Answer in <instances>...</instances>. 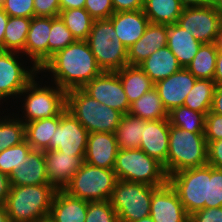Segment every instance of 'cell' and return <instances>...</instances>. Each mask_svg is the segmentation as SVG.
<instances>
[{
	"label": "cell",
	"instance_id": "cell-1",
	"mask_svg": "<svg viewBox=\"0 0 222 222\" xmlns=\"http://www.w3.org/2000/svg\"><path fill=\"white\" fill-rule=\"evenodd\" d=\"M51 74V82L65 91L82 88L103 71L97 65L86 40H76L57 51L39 70Z\"/></svg>",
	"mask_w": 222,
	"mask_h": 222
},
{
	"label": "cell",
	"instance_id": "cell-2",
	"mask_svg": "<svg viewBox=\"0 0 222 222\" xmlns=\"http://www.w3.org/2000/svg\"><path fill=\"white\" fill-rule=\"evenodd\" d=\"M57 189L52 184L11 186L5 207L11 222H36L49 217Z\"/></svg>",
	"mask_w": 222,
	"mask_h": 222
},
{
	"label": "cell",
	"instance_id": "cell-3",
	"mask_svg": "<svg viewBox=\"0 0 222 222\" xmlns=\"http://www.w3.org/2000/svg\"><path fill=\"white\" fill-rule=\"evenodd\" d=\"M66 110L89 132L115 133L123 113L101 104L81 88L71 89L66 95Z\"/></svg>",
	"mask_w": 222,
	"mask_h": 222
},
{
	"label": "cell",
	"instance_id": "cell-4",
	"mask_svg": "<svg viewBox=\"0 0 222 222\" xmlns=\"http://www.w3.org/2000/svg\"><path fill=\"white\" fill-rule=\"evenodd\" d=\"M207 148L204 133H191L170 125L167 176L207 165Z\"/></svg>",
	"mask_w": 222,
	"mask_h": 222
},
{
	"label": "cell",
	"instance_id": "cell-5",
	"mask_svg": "<svg viewBox=\"0 0 222 222\" xmlns=\"http://www.w3.org/2000/svg\"><path fill=\"white\" fill-rule=\"evenodd\" d=\"M39 82L34 78L19 94V102L23 103V117L21 115L19 119L24 124L58 116L66 109L67 91L54 83H50L51 86L44 83V86ZM22 96L24 100L21 101Z\"/></svg>",
	"mask_w": 222,
	"mask_h": 222
},
{
	"label": "cell",
	"instance_id": "cell-6",
	"mask_svg": "<svg viewBox=\"0 0 222 222\" xmlns=\"http://www.w3.org/2000/svg\"><path fill=\"white\" fill-rule=\"evenodd\" d=\"M86 42L102 71L115 72L128 65V49L121 43L110 19L94 20Z\"/></svg>",
	"mask_w": 222,
	"mask_h": 222
},
{
	"label": "cell",
	"instance_id": "cell-7",
	"mask_svg": "<svg viewBox=\"0 0 222 222\" xmlns=\"http://www.w3.org/2000/svg\"><path fill=\"white\" fill-rule=\"evenodd\" d=\"M114 172L118 180L161 187L168 182L163 165L141 149H119Z\"/></svg>",
	"mask_w": 222,
	"mask_h": 222
},
{
	"label": "cell",
	"instance_id": "cell-8",
	"mask_svg": "<svg viewBox=\"0 0 222 222\" xmlns=\"http://www.w3.org/2000/svg\"><path fill=\"white\" fill-rule=\"evenodd\" d=\"M117 180L113 169L100 168L83 162L79 171L63 190L88 202L109 201Z\"/></svg>",
	"mask_w": 222,
	"mask_h": 222
},
{
	"label": "cell",
	"instance_id": "cell-9",
	"mask_svg": "<svg viewBox=\"0 0 222 222\" xmlns=\"http://www.w3.org/2000/svg\"><path fill=\"white\" fill-rule=\"evenodd\" d=\"M156 188L145 183L117 180L109 201L119 222H134L149 216L152 193Z\"/></svg>",
	"mask_w": 222,
	"mask_h": 222
},
{
	"label": "cell",
	"instance_id": "cell-10",
	"mask_svg": "<svg viewBox=\"0 0 222 222\" xmlns=\"http://www.w3.org/2000/svg\"><path fill=\"white\" fill-rule=\"evenodd\" d=\"M208 178H211V166L186 169L168 176V182L177 192L186 213L205 208L207 201Z\"/></svg>",
	"mask_w": 222,
	"mask_h": 222
},
{
	"label": "cell",
	"instance_id": "cell-11",
	"mask_svg": "<svg viewBox=\"0 0 222 222\" xmlns=\"http://www.w3.org/2000/svg\"><path fill=\"white\" fill-rule=\"evenodd\" d=\"M23 56L21 53L0 50V105L7 98L17 100L22 90L34 78H39V70L34 65H23L27 63V60H22Z\"/></svg>",
	"mask_w": 222,
	"mask_h": 222
},
{
	"label": "cell",
	"instance_id": "cell-12",
	"mask_svg": "<svg viewBox=\"0 0 222 222\" xmlns=\"http://www.w3.org/2000/svg\"><path fill=\"white\" fill-rule=\"evenodd\" d=\"M222 18L214 6L185 7L177 24L186 31H191L193 37L202 44L215 43L220 30Z\"/></svg>",
	"mask_w": 222,
	"mask_h": 222
},
{
	"label": "cell",
	"instance_id": "cell-13",
	"mask_svg": "<svg viewBox=\"0 0 222 222\" xmlns=\"http://www.w3.org/2000/svg\"><path fill=\"white\" fill-rule=\"evenodd\" d=\"M81 89L101 104L107 105L123 114L129 113L131 104L116 72L103 71Z\"/></svg>",
	"mask_w": 222,
	"mask_h": 222
},
{
	"label": "cell",
	"instance_id": "cell-14",
	"mask_svg": "<svg viewBox=\"0 0 222 222\" xmlns=\"http://www.w3.org/2000/svg\"><path fill=\"white\" fill-rule=\"evenodd\" d=\"M89 132L66 109L60 114V123L46 150H58L75 156H85Z\"/></svg>",
	"mask_w": 222,
	"mask_h": 222
},
{
	"label": "cell",
	"instance_id": "cell-15",
	"mask_svg": "<svg viewBox=\"0 0 222 222\" xmlns=\"http://www.w3.org/2000/svg\"><path fill=\"white\" fill-rule=\"evenodd\" d=\"M150 216L154 222H189L190 219L169 182L153 191Z\"/></svg>",
	"mask_w": 222,
	"mask_h": 222
},
{
	"label": "cell",
	"instance_id": "cell-16",
	"mask_svg": "<svg viewBox=\"0 0 222 222\" xmlns=\"http://www.w3.org/2000/svg\"><path fill=\"white\" fill-rule=\"evenodd\" d=\"M169 119L143 120V133L139 149L160 162L167 174L169 149Z\"/></svg>",
	"mask_w": 222,
	"mask_h": 222
},
{
	"label": "cell",
	"instance_id": "cell-17",
	"mask_svg": "<svg viewBox=\"0 0 222 222\" xmlns=\"http://www.w3.org/2000/svg\"><path fill=\"white\" fill-rule=\"evenodd\" d=\"M196 80L197 78L187 68H181L154 84L167 112L175 107L183 106L185 98Z\"/></svg>",
	"mask_w": 222,
	"mask_h": 222
},
{
	"label": "cell",
	"instance_id": "cell-18",
	"mask_svg": "<svg viewBox=\"0 0 222 222\" xmlns=\"http://www.w3.org/2000/svg\"><path fill=\"white\" fill-rule=\"evenodd\" d=\"M49 184L57 190L64 189L81 168L85 156H75L58 150L43 151Z\"/></svg>",
	"mask_w": 222,
	"mask_h": 222
},
{
	"label": "cell",
	"instance_id": "cell-19",
	"mask_svg": "<svg viewBox=\"0 0 222 222\" xmlns=\"http://www.w3.org/2000/svg\"><path fill=\"white\" fill-rule=\"evenodd\" d=\"M51 30V17L31 18L24 52L22 53L30 64L38 70L48 61V39Z\"/></svg>",
	"mask_w": 222,
	"mask_h": 222
},
{
	"label": "cell",
	"instance_id": "cell-20",
	"mask_svg": "<svg viewBox=\"0 0 222 222\" xmlns=\"http://www.w3.org/2000/svg\"><path fill=\"white\" fill-rule=\"evenodd\" d=\"M118 150L114 133H89L84 162L100 168L114 169Z\"/></svg>",
	"mask_w": 222,
	"mask_h": 222
},
{
	"label": "cell",
	"instance_id": "cell-21",
	"mask_svg": "<svg viewBox=\"0 0 222 222\" xmlns=\"http://www.w3.org/2000/svg\"><path fill=\"white\" fill-rule=\"evenodd\" d=\"M168 25L149 23L142 37L128 48V65L139 66L155 51L167 46Z\"/></svg>",
	"mask_w": 222,
	"mask_h": 222
},
{
	"label": "cell",
	"instance_id": "cell-22",
	"mask_svg": "<svg viewBox=\"0 0 222 222\" xmlns=\"http://www.w3.org/2000/svg\"><path fill=\"white\" fill-rule=\"evenodd\" d=\"M109 19L118 38L127 49L142 37L150 23L143 9L114 12Z\"/></svg>",
	"mask_w": 222,
	"mask_h": 222
},
{
	"label": "cell",
	"instance_id": "cell-23",
	"mask_svg": "<svg viewBox=\"0 0 222 222\" xmlns=\"http://www.w3.org/2000/svg\"><path fill=\"white\" fill-rule=\"evenodd\" d=\"M88 203L58 189L52 201L49 218L53 222H85Z\"/></svg>",
	"mask_w": 222,
	"mask_h": 222
},
{
	"label": "cell",
	"instance_id": "cell-24",
	"mask_svg": "<svg viewBox=\"0 0 222 222\" xmlns=\"http://www.w3.org/2000/svg\"><path fill=\"white\" fill-rule=\"evenodd\" d=\"M11 186H29L49 184L46 161L42 150H32L20 169L10 175Z\"/></svg>",
	"mask_w": 222,
	"mask_h": 222
},
{
	"label": "cell",
	"instance_id": "cell-25",
	"mask_svg": "<svg viewBox=\"0 0 222 222\" xmlns=\"http://www.w3.org/2000/svg\"><path fill=\"white\" fill-rule=\"evenodd\" d=\"M201 45L190 30H184L177 23L168 25L167 46L182 68L191 63Z\"/></svg>",
	"mask_w": 222,
	"mask_h": 222
},
{
	"label": "cell",
	"instance_id": "cell-26",
	"mask_svg": "<svg viewBox=\"0 0 222 222\" xmlns=\"http://www.w3.org/2000/svg\"><path fill=\"white\" fill-rule=\"evenodd\" d=\"M139 66L154 84L171 76L182 68L168 46L155 51Z\"/></svg>",
	"mask_w": 222,
	"mask_h": 222
},
{
	"label": "cell",
	"instance_id": "cell-27",
	"mask_svg": "<svg viewBox=\"0 0 222 222\" xmlns=\"http://www.w3.org/2000/svg\"><path fill=\"white\" fill-rule=\"evenodd\" d=\"M115 72L121 80L130 104L154 88V83L140 66L127 65Z\"/></svg>",
	"mask_w": 222,
	"mask_h": 222
},
{
	"label": "cell",
	"instance_id": "cell-28",
	"mask_svg": "<svg viewBox=\"0 0 222 222\" xmlns=\"http://www.w3.org/2000/svg\"><path fill=\"white\" fill-rule=\"evenodd\" d=\"M60 123V115L25 123V137L33 150L45 151Z\"/></svg>",
	"mask_w": 222,
	"mask_h": 222
},
{
	"label": "cell",
	"instance_id": "cell-29",
	"mask_svg": "<svg viewBox=\"0 0 222 222\" xmlns=\"http://www.w3.org/2000/svg\"><path fill=\"white\" fill-rule=\"evenodd\" d=\"M183 8L179 0H145L143 11L150 23L171 25L177 23Z\"/></svg>",
	"mask_w": 222,
	"mask_h": 222
},
{
	"label": "cell",
	"instance_id": "cell-30",
	"mask_svg": "<svg viewBox=\"0 0 222 222\" xmlns=\"http://www.w3.org/2000/svg\"><path fill=\"white\" fill-rule=\"evenodd\" d=\"M129 114L143 120L168 118V112L155 87L131 103Z\"/></svg>",
	"mask_w": 222,
	"mask_h": 222
},
{
	"label": "cell",
	"instance_id": "cell-31",
	"mask_svg": "<svg viewBox=\"0 0 222 222\" xmlns=\"http://www.w3.org/2000/svg\"><path fill=\"white\" fill-rule=\"evenodd\" d=\"M143 133V119L128 114L121 118L115 137L118 148L122 150L139 149Z\"/></svg>",
	"mask_w": 222,
	"mask_h": 222
},
{
	"label": "cell",
	"instance_id": "cell-32",
	"mask_svg": "<svg viewBox=\"0 0 222 222\" xmlns=\"http://www.w3.org/2000/svg\"><path fill=\"white\" fill-rule=\"evenodd\" d=\"M30 24L31 18L9 16L4 32L3 50L22 54Z\"/></svg>",
	"mask_w": 222,
	"mask_h": 222
},
{
	"label": "cell",
	"instance_id": "cell-33",
	"mask_svg": "<svg viewBox=\"0 0 222 222\" xmlns=\"http://www.w3.org/2000/svg\"><path fill=\"white\" fill-rule=\"evenodd\" d=\"M216 86L213 80L197 79L183 106L206 115L211 110Z\"/></svg>",
	"mask_w": 222,
	"mask_h": 222
},
{
	"label": "cell",
	"instance_id": "cell-34",
	"mask_svg": "<svg viewBox=\"0 0 222 222\" xmlns=\"http://www.w3.org/2000/svg\"><path fill=\"white\" fill-rule=\"evenodd\" d=\"M218 50L215 43L202 44L186 67L197 79L214 80Z\"/></svg>",
	"mask_w": 222,
	"mask_h": 222
},
{
	"label": "cell",
	"instance_id": "cell-35",
	"mask_svg": "<svg viewBox=\"0 0 222 222\" xmlns=\"http://www.w3.org/2000/svg\"><path fill=\"white\" fill-rule=\"evenodd\" d=\"M205 116L204 113L191 110L185 106L175 107L168 112L171 126L191 133H205Z\"/></svg>",
	"mask_w": 222,
	"mask_h": 222
},
{
	"label": "cell",
	"instance_id": "cell-36",
	"mask_svg": "<svg viewBox=\"0 0 222 222\" xmlns=\"http://www.w3.org/2000/svg\"><path fill=\"white\" fill-rule=\"evenodd\" d=\"M19 117L14 112L3 117L0 114V152L26 140L25 124Z\"/></svg>",
	"mask_w": 222,
	"mask_h": 222
},
{
	"label": "cell",
	"instance_id": "cell-37",
	"mask_svg": "<svg viewBox=\"0 0 222 222\" xmlns=\"http://www.w3.org/2000/svg\"><path fill=\"white\" fill-rule=\"evenodd\" d=\"M59 17L70 30L76 40H86L94 19L84 8H74L60 11Z\"/></svg>",
	"mask_w": 222,
	"mask_h": 222
},
{
	"label": "cell",
	"instance_id": "cell-38",
	"mask_svg": "<svg viewBox=\"0 0 222 222\" xmlns=\"http://www.w3.org/2000/svg\"><path fill=\"white\" fill-rule=\"evenodd\" d=\"M32 147L25 140L22 143L0 152V172L11 175L14 170L20 169L21 164L27 160Z\"/></svg>",
	"mask_w": 222,
	"mask_h": 222
},
{
	"label": "cell",
	"instance_id": "cell-39",
	"mask_svg": "<svg viewBox=\"0 0 222 222\" xmlns=\"http://www.w3.org/2000/svg\"><path fill=\"white\" fill-rule=\"evenodd\" d=\"M75 41V37L65 26L61 18L59 16L51 17V30L48 39V60L57 51L64 49Z\"/></svg>",
	"mask_w": 222,
	"mask_h": 222
},
{
	"label": "cell",
	"instance_id": "cell-40",
	"mask_svg": "<svg viewBox=\"0 0 222 222\" xmlns=\"http://www.w3.org/2000/svg\"><path fill=\"white\" fill-rule=\"evenodd\" d=\"M85 222H119V219L110 201H95L88 203Z\"/></svg>",
	"mask_w": 222,
	"mask_h": 222
},
{
	"label": "cell",
	"instance_id": "cell-41",
	"mask_svg": "<svg viewBox=\"0 0 222 222\" xmlns=\"http://www.w3.org/2000/svg\"><path fill=\"white\" fill-rule=\"evenodd\" d=\"M222 206V170L211 166V178H208L207 201L205 208Z\"/></svg>",
	"mask_w": 222,
	"mask_h": 222
},
{
	"label": "cell",
	"instance_id": "cell-42",
	"mask_svg": "<svg viewBox=\"0 0 222 222\" xmlns=\"http://www.w3.org/2000/svg\"><path fill=\"white\" fill-rule=\"evenodd\" d=\"M0 7L11 17H34V0H4Z\"/></svg>",
	"mask_w": 222,
	"mask_h": 222
},
{
	"label": "cell",
	"instance_id": "cell-43",
	"mask_svg": "<svg viewBox=\"0 0 222 222\" xmlns=\"http://www.w3.org/2000/svg\"><path fill=\"white\" fill-rule=\"evenodd\" d=\"M84 9L94 20L109 19L114 13L112 0H86Z\"/></svg>",
	"mask_w": 222,
	"mask_h": 222
},
{
	"label": "cell",
	"instance_id": "cell-44",
	"mask_svg": "<svg viewBox=\"0 0 222 222\" xmlns=\"http://www.w3.org/2000/svg\"><path fill=\"white\" fill-rule=\"evenodd\" d=\"M205 139L207 142L222 139V115L209 111L205 116Z\"/></svg>",
	"mask_w": 222,
	"mask_h": 222
},
{
	"label": "cell",
	"instance_id": "cell-45",
	"mask_svg": "<svg viewBox=\"0 0 222 222\" xmlns=\"http://www.w3.org/2000/svg\"><path fill=\"white\" fill-rule=\"evenodd\" d=\"M60 11L59 0H34V16L58 17Z\"/></svg>",
	"mask_w": 222,
	"mask_h": 222
},
{
	"label": "cell",
	"instance_id": "cell-46",
	"mask_svg": "<svg viewBox=\"0 0 222 222\" xmlns=\"http://www.w3.org/2000/svg\"><path fill=\"white\" fill-rule=\"evenodd\" d=\"M189 222H222V206L200 209L190 215Z\"/></svg>",
	"mask_w": 222,
	"mask_h": 222
},
{
	"label": "cell",
	"instance_id": "cell-47",
	"mask_svg": "<svg viewBox=\"0 0 222 222\" xmlns=\"http://www.w3.org/2000/svg\"><path fill=\"white\" fill-rule=\"evenodd\" d=\"M207 164L215 169L222 170V139L207 142Z\"/></svg>",
	"mask_w": 222,
	"mask_h": 222
},
{
	"label": "cell",
	"instance_id": "cell-48",
	"mask_svg": "<svg viewBox=\"0 0 222 222\" xmlns=\"http://www.w3.org/2000/svg\"><path fill=\"white\" fill-rule=\"evenodd\" d=\"M145 0H112L114 12L141 10Z\"/></svg>",
	"mask_w": 222,
	"mask_h": 222
},
{
	"label": "cell",
	"instance_id": "cell-49",
	"mask_svg": "<svg viewBox=\"0 0 222 222\" xmlns=\"http://www.w3.org/2000/svg\"><path fill=\"white\" fill-rule=\"evenodd\" d=\"M10 189V176L0 172V205H5Z\"/></svg>",
	"mask_w": 222,
	"mask_h": 222
},
{
	"label": "cell",
	"instance_id": "cell-50",
	"mask_svg": "<svg viewBox=\"0 0 222 222\" xmlns=\"http://www.w3.org/2000/svg\"><path fill=\"white\" fill-rule=\"evenodd\" d=\"M210 111L222 115V86H216Z\"/></svg>",
	"mask_w": 222,
	"mask_h": 222
},
{
	"label": "cell",
	"instance_id": "cell-51",
	"mask_svg": "<svg viewBox=\"0 0 222 222\" xmlns=\"http://www.w3.org/2000/svg\"><path fill=\"white\" fill-rule=\"evenodd\" d=\"M217 86H222V51H218L215 64L214 80Z\"/></svg>",
	"mask_w": 222,
	"mask_h": 222
},
{
	"label": "cell",
	"instance_id": "cell-52",
	"mask_svg": "<svg viewBox=\"0 0 222 222\" xmlns=\"http://www.w3.org/2000/svg\"><path fill=\"white\" fill-rule=\"evenodd\" d=\"M86 0H59L62 10L84 8Z\"/></svg>",
	"mask_w": 222,
	"mask_h": 222
},
{
	"label": "cell",
	"instance_id": "cell-53",
	"mask_svg": "<svg viewBox=\"0 0 222 222\" xmlns=\"http://www.w3.org/2000/svg\"><path fill=\"white\" fill-rule=\"evenodd\" d=\"M9 15L0 7V50H3L4 32Z\"/></svg>",
	"mask_w": 222,
	"mask_h": 222
},
{
	"label": "cell",
	"instance_id": "cell-54",
	"mask_svg": "<svg viewBox=\"0 0 222 222\" xmlns=\"http://www.w3.org/2000/svg\"><path fill=\"white\" fill-rule=\"evenodd\" d=\"M180 4L185 7L208 6L213 0H179Z\"/></svg>",
	"mask_w": 222,
	"mask_h": 222
},
{
	"label": "cell",
	"instance_id": "cell-55",
	"mask_svg": "<svg viewBox=\"0 0 222 222\" xmlns=\"http://www.w3.org/2000/svg\"><path fill=\"white\" fill-rule=\"evenodd\" d=\"M0 222H11L5 205H0Z\"/></svg>",
	"mask_w": 222,
	"mask_h": 222
},
{
	"label": "cell",
	"instance_id": "cell-56",
	"mask_svg": "<svg viewBox=\"0 0 222 222\" xmlns=\"http://www.w3.org/2000/svg\"><path fill=\"white\" fill-rule=\"evenodd\" d=\"M215 45L218 51H222V23L220 25V30L215 40Z\"/></svg>",
	"mask_w": 222,
	"mask_h": 222
},
{
	"label": "cell",
	"instance_id": "cell-57",
	"mask_svg": "<svg viewBox=\"0 0 222 222\" xmlns=\"http://www.w3.org/2000/svg\"><path fill=\"white\" fill-rule=\"evenodd\" d=\"M212 5L216 9V12L222 18V0H213Z\"/></svg>",
	"mask_w": 222,
	"mask_h": 222
},
{
	"label": "cell",
	"instance_id": "cell-58",
	"mask_svg": "<svg viewBox=\"0 0 222 222\" xmlns=\"http://www.w3.org/2000/svg\"><path fill=\"white\" fill-rule=\"evenodd\" d=\"M134 222H154L152 217L149 215L147 217L141 218L140 220L134 221Z\"/></svg>",
	"mask_w": 222,
	"mask_h": 222
},
{
	"label": "cell",
	"instance_id": "cell-59",
	"mask_svg": "<svg viewBox=\"0 0 222 222\" xmlns=\"http://www.w3.org/2000/svg\"><path fill=\"white\" fill-rule=\"evenodd\" d=\"M36 222H53L49 217L46 219L38 220Z\"/></svg>",
	"mask_w": 222,
	"mask_h": 222
}]
</instances>
